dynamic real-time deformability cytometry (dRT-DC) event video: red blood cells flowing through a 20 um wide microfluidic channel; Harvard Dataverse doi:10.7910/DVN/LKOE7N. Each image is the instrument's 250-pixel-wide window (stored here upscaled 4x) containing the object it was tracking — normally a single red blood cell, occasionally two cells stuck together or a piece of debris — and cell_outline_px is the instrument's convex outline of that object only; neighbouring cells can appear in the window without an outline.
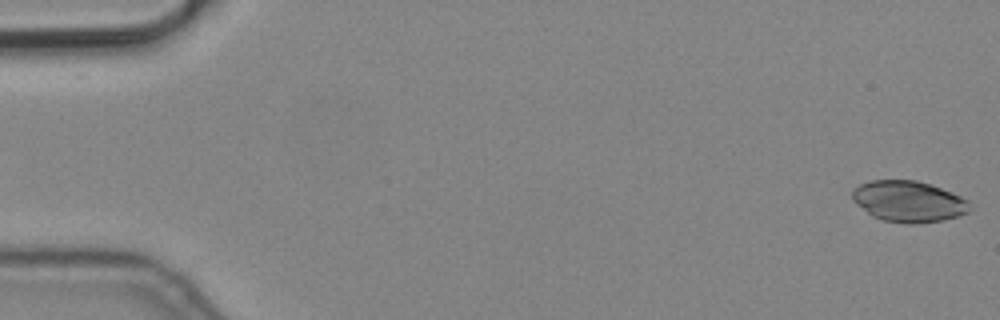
{"species": "common noctule bat (a hibernating species)", "species_latin": "Nyctalus noctula", "temperature_condition": "cold", "stored_images_in_passage": 5, "camera_frame_rate_fps": 3000, "um_per_image_px": 0.085, "animal": {"sex": "male", "body_mass_g": 19.2, "forearm_length_mm": 51.8}, "frame": {"image": 1, "passage_image": 1, "time_ms": 0.0, "image_size_px": [1000, 320], "cell_outline_px": [[968, 212], [960, 216], [944, 220], [916, 224], [908, 224], [884, 220], [872, 216], [856, 204], [852, 200], [852, 188], [860, 184], [872, 180], [916, 180], [932, 184], [960, 196], [968, 200]], "centroid_in_image_um": [77.21, 17.12], "position_along_channel_um": 7.8, "area_um2": 28.26}}
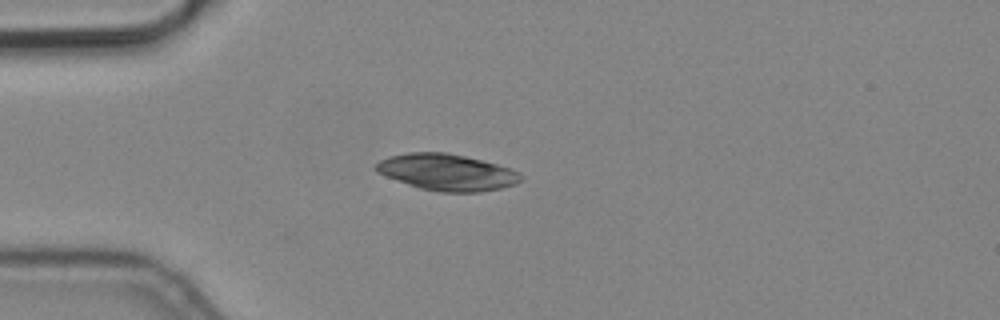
{"frame": {"image": 2, "passage_image": 5, "time_ms": 1.333, "image_size_px": [1000, 320], "cell_outline_px": [[524, 176], [516, 184], [500, 188], [480, 192], [440, 192], [420, 188], [396, 180], [376, 172], [372, 168], [380, 160], [388, 156], [408, 152], [448, 152], [512, 168], [520, 172]], "centroid_in_image_um": [37.98, 14.63], "position_along_channel_um": 47.0, "area_um2": 30.92}}